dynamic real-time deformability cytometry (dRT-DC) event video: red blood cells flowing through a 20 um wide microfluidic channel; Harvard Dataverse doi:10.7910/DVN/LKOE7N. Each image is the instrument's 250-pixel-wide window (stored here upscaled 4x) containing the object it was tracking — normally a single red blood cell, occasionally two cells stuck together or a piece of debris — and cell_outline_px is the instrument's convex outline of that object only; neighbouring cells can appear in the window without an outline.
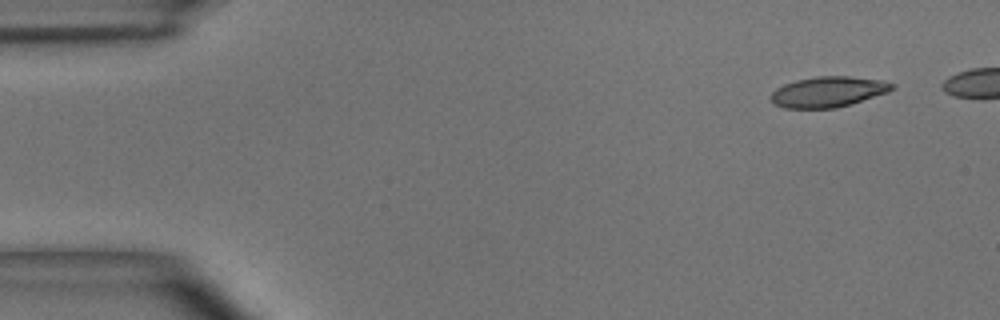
{"species": "common noctule bat (a hibernating species)", "species_latin": "Nyctalus noctula", "temperature_condition": "room temperature", "stored_images_in_passage": 45, "camera_frame_rate_fps": 3000, "um_per_image_px": 0.085, "animal": {"sex": "male", "body_mass_g": 15.6}, "frame": {"image": 1, "passage_image": 1, "time_ms": 0.0, "image_size_px": [1000, 320], "cell_outline_px": [[896, 88], [888, 92], [852, 104], [836, 108], [784, 108], [776, 104], [768, 96], [776, 88], [784, 84], [796, 80], [816, 76], [848, 76], [880, 80], [896, 84]], "centroid_in_image_um": [70.41, 7.8], "position_along_channel_um": 14.6, "area_um2": 21.68}}
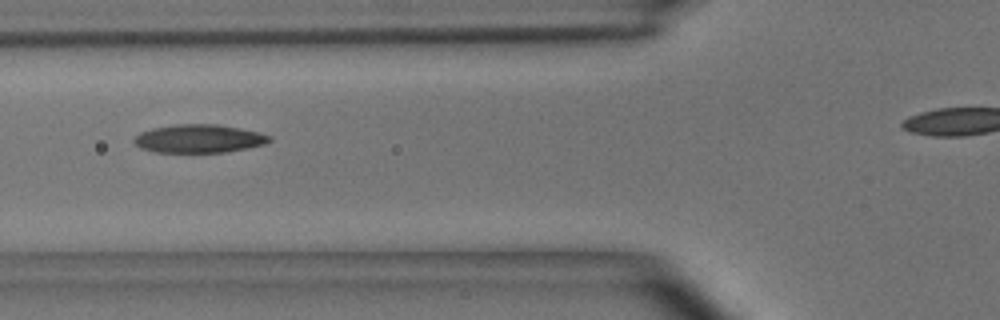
{"frame": {"image": 2, "passage_image": 17, "time_ms": 5.333, "image_size_px": [1000, 320], "cell_outline_px": [[272, 140], [264, 144], [248, 148], [224, 152], [156, 152], [140, 148], [132, 140], [140, 132], [152, 128], [176, 124], [216, 124], [240, 128], [260, 132], [272, 136]], "centroid_in_image_um": [16.93, 11.78], "position_along_channel_um": 108.9, "area_um2": 22.37}}
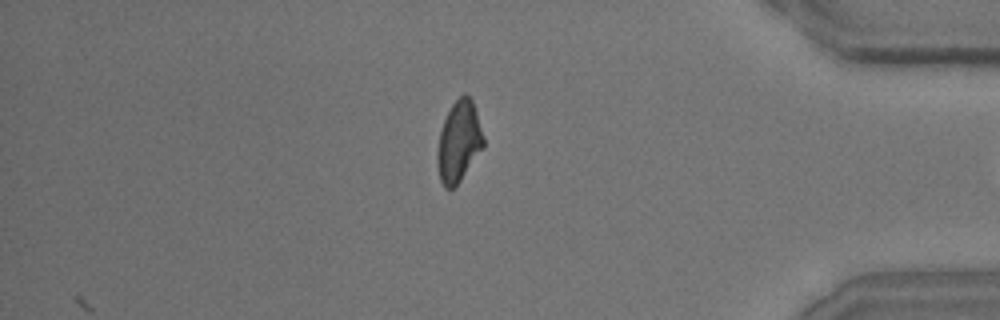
{"frame": {"image": 3, "passage_image": 43, "time_ms": 14.0, "image_size_px": [1000, 320], "cell_outline_px": [[484, 148], [460, 180], [452, 188], [444, 188], [440, 180], [436, 160], [436, 152], [440, 132], [444, 120], [452, 104], [464, 92], [472, 100], [484, 136]], "centroid_in_image_um": [39.0, 12.04], "position_along_channel_um": 396.2, "area_um2": 21.68}, "authors_computed_cell_mechanics": {"area_um2": 21.964, "velocity_mm_per_s": 3.6775, "shape_relaxation_time_tau1_ms": 4.7699, "shape_relaxation_time_tau2_ms": 2.96, "deformation_change_tau1": 0.1553, "deformation_change_tau2": 0.0934}}